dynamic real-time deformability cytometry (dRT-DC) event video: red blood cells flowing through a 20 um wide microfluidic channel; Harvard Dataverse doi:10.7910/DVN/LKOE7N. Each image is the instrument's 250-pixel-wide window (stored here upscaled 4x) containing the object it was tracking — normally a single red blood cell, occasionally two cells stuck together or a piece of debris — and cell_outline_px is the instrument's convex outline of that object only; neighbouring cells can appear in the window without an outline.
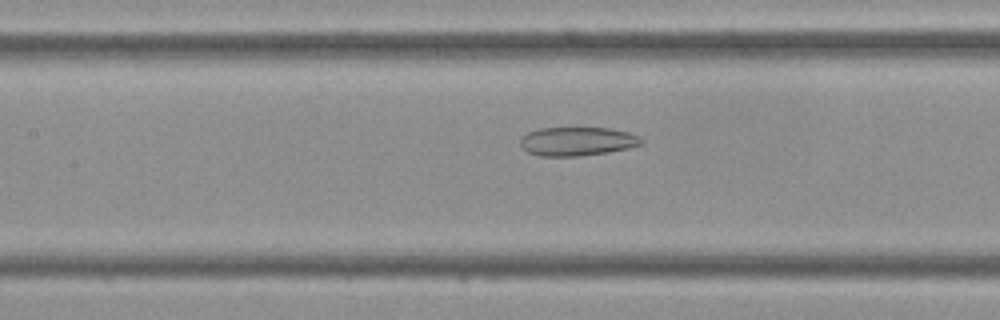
{"species": "Egyptian fruit bat (a non-hibernating species)", "species_latin": "Rousettus aegyptiacus", "temperature_condition": "cold", "stored_images_in_passage": 35, "camera_frame_rate_fps": 3000, "um_per_image_px": 0.085, "frame": {"image": 1, "passage_image": 10, "time_ms": 3.0, "image_size_px": [1000, 320], "cell_outline_px": [[644, 144], [628, 148], [608, 152], [580, 156], [540, 156], [528, 152], [520, 144], [520, 136], [536, 128], [608, 128], [628, 132], [640, 136], [644, 140]], "centroid_in_image_um": [49.07, 12.01], "position_along_channel_um": 158.3, "area_um2": 20.46}}
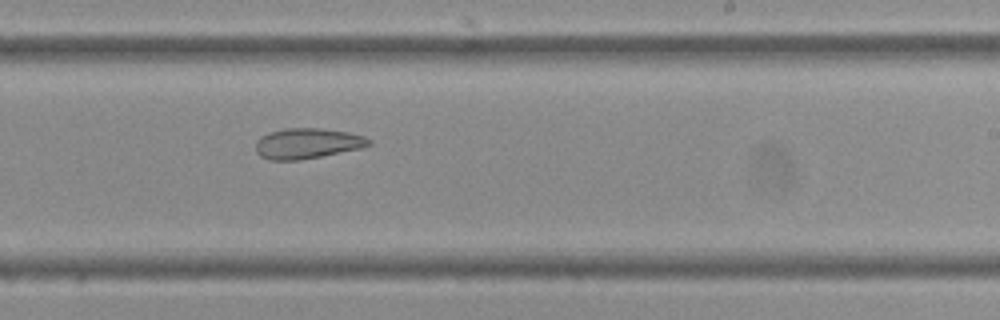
{"frame": {"image": 2, "passage_image": 17, "time_ms": 5.333, "image_size_px": [1000, 320], "cell_outline_px": [[372, 144], [364, 148], [300, 160], [268, 160], [260, 156], [256, 152], [256, 140], [260, 136], [268, 132], [284, 128], [320, 128], [348, 132], [364, 136], [372, 140]], "centroid_in_image_um": [26.12, 12.19], "position_along_channel_um": 262.9, "area_um2": 20.4}}
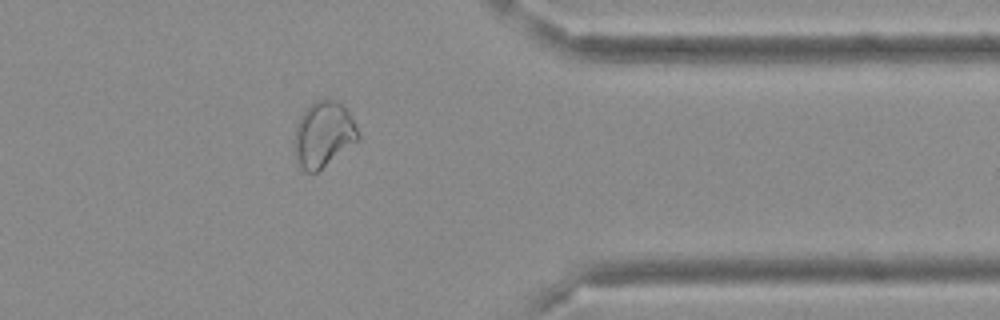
{"frame": {"image": 3, "passage_image": 26, "time_ms": 8.333, "image_size_px": [1000, 320], "cell_outline_px": [[360, 140], [316, 172], [304, 172], [296, 160], [292, 140], [296, 124], [300, 116], [316, 100], [336, 100], [344, 104], [360, 136]], "centroid_in_image_um": [27.47, 11.44], "position_along_channel_um": 383.9, "area_um2": 24.45}}